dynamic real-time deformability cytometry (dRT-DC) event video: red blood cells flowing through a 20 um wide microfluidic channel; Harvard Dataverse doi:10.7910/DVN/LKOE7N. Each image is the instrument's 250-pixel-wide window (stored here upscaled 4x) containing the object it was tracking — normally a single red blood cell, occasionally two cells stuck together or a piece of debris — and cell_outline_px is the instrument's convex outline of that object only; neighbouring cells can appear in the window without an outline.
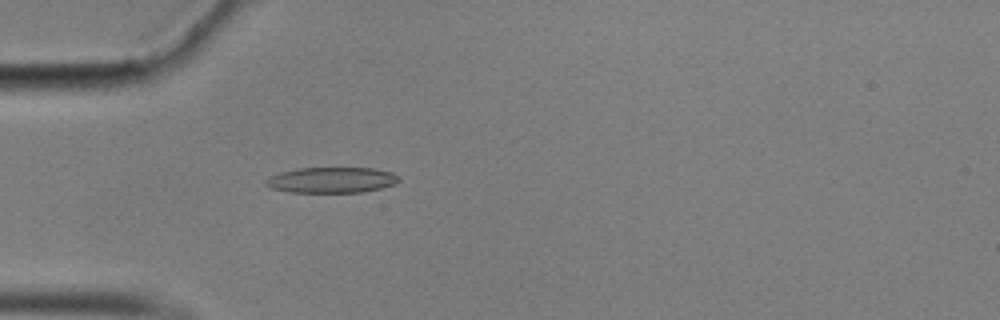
{"species": "common noctule bat (a hibernating species)", "species_latin": "Nyctalus noctula", "temperature_condition": "cold", "stored_images_in_passage": 38, "camera_frame_rate_fps": 3000, "um_per_image_px": 0.085, "animal": {"sex": "male", "body_mass_g": 17.9}, "frame": {"image": 1, "passage_image": 1, "time_ms": 0.0, "image_size_px": [1000, 320], "cell_outline_px": [[400, 180], [396, 184], [380, 188], [360, 192], [292, 192], [272, 188], [264, 184], [264, 180], [268, 176], [280, 172], [300, 168], [372, 168], [392, 172]], "centroid_in_image_um": [28.15, 15.3], "position_along_channel_um": 56.8, "area_um2": 19.83}}
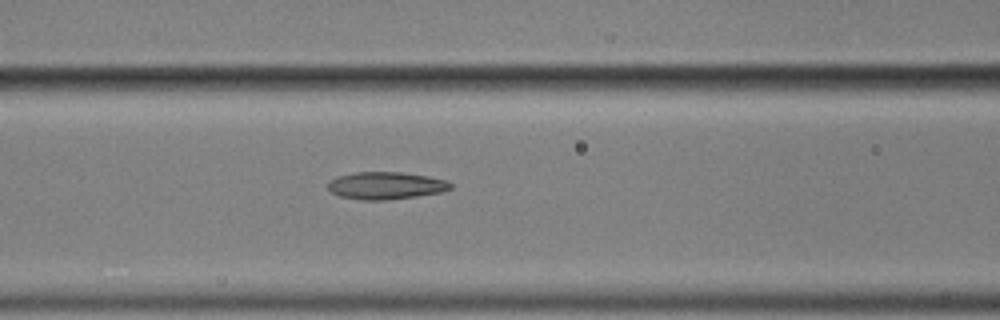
{"frame": {"image": 2, "passage_image": 8, "time_ms": 2.333, "image_size_px": [1000, 320], "cell_outline_px": [[452, 188], [440, 192], [416, 196], [384, 200], [364, 200], [340, 196], [332, 192], [328, 188], [328, 180], [336, 176], [356, 172], [400, 172], [428, 176], [448, 180], [452, 184]], "centroid_in_image_um": [32.79, 15.76], "position_along_channel_um": 133.8, "area_um2": 19.54}}
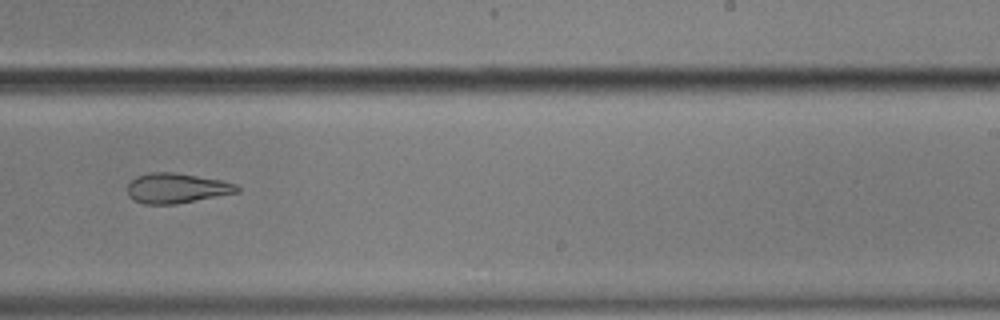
{"frame": {"image": 3, "passage_image": 20, "time_ms": 6.333, "image_size_px": [1000, 320], "cell_outline_px": [[240, 192], [176, 204], [144, 204], [128, 196], [128, 184], [136, 176], [148, 172], [176, 172], [220, 180], [236, 184], [240, 188]], "centroid_in_image_um": [15.01, 15.99], "position_along_channel_um": 274.0, "area_um2": 19.19}, "authors_computed_cell_mechanics": {"area_um2": 20.0855, "velocity_mm_per_s": 3.5115, "shape_relaxation_time_tau1_ms": null, "shape_relaxation_time_tau2_ms": 5.0131, "deformation_change_tau1": null, "deformation_change_tau2": 0.147}}